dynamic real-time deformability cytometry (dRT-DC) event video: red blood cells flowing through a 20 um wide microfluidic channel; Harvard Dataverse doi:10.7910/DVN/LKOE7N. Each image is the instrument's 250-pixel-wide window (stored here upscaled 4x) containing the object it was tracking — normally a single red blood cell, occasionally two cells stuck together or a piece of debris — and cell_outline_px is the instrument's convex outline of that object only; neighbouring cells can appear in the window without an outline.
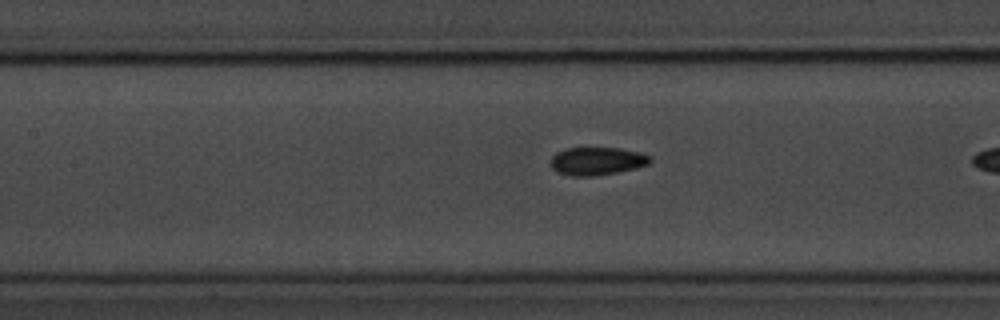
{"species": "common noctule bat (a hibernating species)", "species_latin": "Nyctalus noctula", "temperature_condition": "room temperature", "stored_images_in_passage": 14, "camera_frame_rate_fps": 3000, "um_per_image_px": 0.085, "animal": {"sex": "male", "body_mass_g": 20.1, "forearm_length_mm": 53.5}, "frame": {"image": 1, "passage_image": 5, "time_ms": 1.333, "image_size_px": [1000, 320], "cell_outline_px": [[652, 160], [648, 164], [636, 168], [616, 172], [592, 176], [568, 176], [556, 172], [552, 168], [552, 156], [556, 152], [564, 148], [620, 148], [640, 152], [652, 156]], "centroid_in_image_um": [50.74, 13.69], "position_along_channel_um": 156.7, "area_um2": 16.3}}